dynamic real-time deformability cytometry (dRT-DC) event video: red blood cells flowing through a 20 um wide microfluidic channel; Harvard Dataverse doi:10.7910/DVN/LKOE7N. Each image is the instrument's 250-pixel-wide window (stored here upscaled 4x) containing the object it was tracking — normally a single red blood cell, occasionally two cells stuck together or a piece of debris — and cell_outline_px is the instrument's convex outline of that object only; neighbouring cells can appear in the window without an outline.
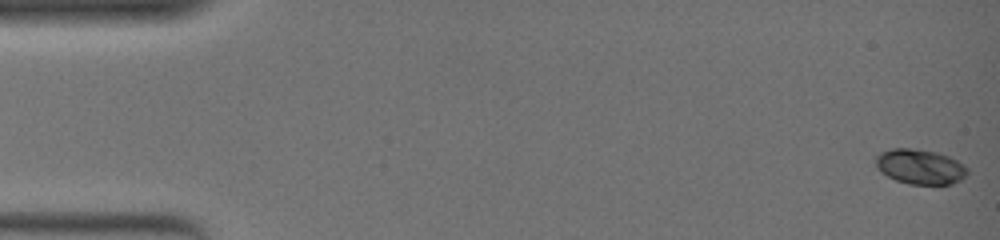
{"species": "common noctule bat (a hibernating species)", "species_latin": "Nyctalus noctula", "temperature_condition": "warm", "stored_images_in_passage": 4, "camera_frame_rate_fps": 3000, "um_per_image_px": 0.085, "animal": {"sex": "female", "body_mass_g": 19.0, "forearm_length_mm": 51.5}, "frame": {"image": 1, "passage_image": 1, "time_ms": 0.0, "image_size_px": [1000, 240], "cell_outline_px": [[968, 172], [960, 180], [952, 184], [908, 184], [896, 180], [888, 176], [876, 168], [876, 156], [880, 152], [892, 148], [908, 148], [936, 152], [948, 156], [964, 164], [968, 168]], "centroid_in_image_um": [78.2, 14.17], "position_along_channel_um": 6.8, "area_um2": 18.61}}